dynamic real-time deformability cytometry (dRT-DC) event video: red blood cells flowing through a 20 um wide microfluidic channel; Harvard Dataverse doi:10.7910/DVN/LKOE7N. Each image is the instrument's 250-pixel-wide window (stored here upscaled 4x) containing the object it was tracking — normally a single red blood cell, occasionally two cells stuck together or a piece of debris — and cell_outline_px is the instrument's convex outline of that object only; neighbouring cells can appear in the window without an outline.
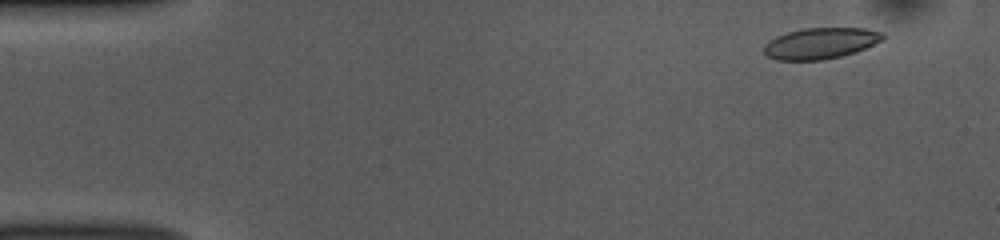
{"species": "common noctule bat (a hibernating species)", "species_latin": "Nyctalus noctula", "temperature_condition": "room temperature", "stored_images_in_passage": 51, "camera_frame_rate_fps": 3000, "um_per_image_px": 0.085, "animal": {"sex": "female", "body_mass_g": 10.0, "forearm_length_mm": 53.1}, "frame": {"image": 1, "passage_image": 4, "time_ms": 1.0, "image_size_px": [1000, 240], "cell_outline_px": [[884, 40], [864, 48], [840, 56], [824, 60], [776, 60], [768, 56], [764, 52], [764, 44], [776, 36], [788, 32], [804, 28], [864, 28], [884, 32]], "centroid_in_image_um": [69.74, 3.67], "position_along_channel_um": 15.3, "area_um2": 21.44}}
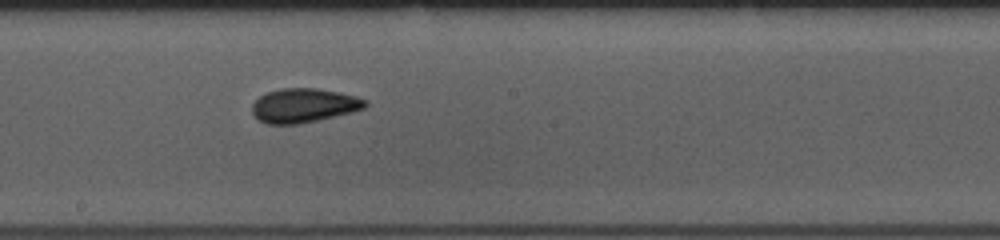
{"frame": {"image": 2, "passage_image": 28, "time_ms": 9.0, "image_size_px": [1000, 240], "cell_outline_px": [[368, 104], [364, 108], [352, 112], [316, 120], [296, 124], [268, 124], [260, 120], [252, 112], [252, 104], [260, 96], [268, 92], [280, 88], [316, 88], [356, 96], [368, 100]], "centroid_in_image_um": [25.83, 8.96], "position_along_channel_um": 222.4, "area_um2": 22.25}}
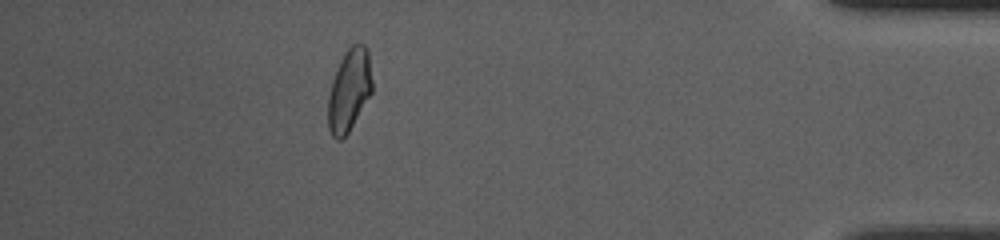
{"frame": {"image": 3, "passage_image": 46, "time_ms": 15.0, "image_size_px": [1000, 240], "cell_outline_px": [[372, 92], [348, 132], [340, 140], [336, 140], [332, 136], [328, 128], [328, 96], [332, 80], [340, 60], [344, 52], [352, 44], [364, 44], [368, 48], [372, 80]], "centroid_in_image_um": [29.68, 7.64], "position_along_channel_um": 405.5, "area_um2": 21.15}, "authors_computed_cell_mechanics": {"area_um2": 21.9062, "velocity_mm_per_s": 3.8534, "shape_relaxation_time_tau1_ms": 3.525, "shape_relaxation_time_tau2_ms": 1.6984, "deformation_change_tau1": 0.1006, "deformation_change_tau2": 0.0709}}